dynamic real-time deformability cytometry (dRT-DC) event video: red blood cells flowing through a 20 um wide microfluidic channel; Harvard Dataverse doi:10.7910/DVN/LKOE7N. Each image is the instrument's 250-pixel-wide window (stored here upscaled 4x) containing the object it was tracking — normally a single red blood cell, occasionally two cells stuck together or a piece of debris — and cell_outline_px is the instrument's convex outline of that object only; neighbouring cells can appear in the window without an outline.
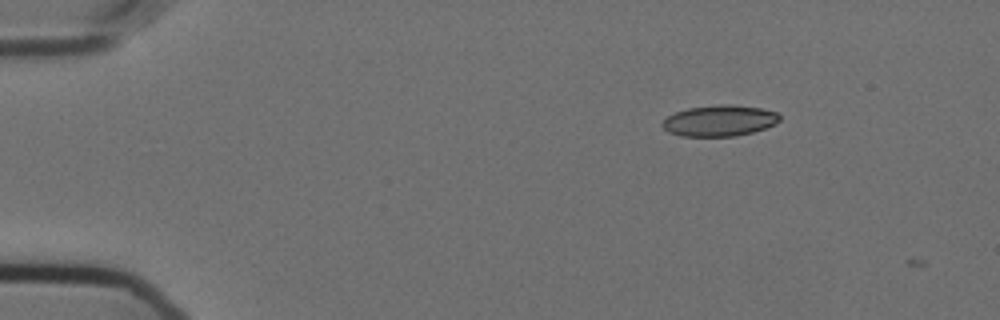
{"species": "Egyptian fruit bat (a non-hibernating species)", "species_latin": "Rousettus aegyptiacus", "temperature_condition": "cold", "stored_images_in_passage": 4, "camera_frame_rate_fps": 3000, "um_per_image_px": 0.085, "animal": {"sex": "female"}, "frame": {"image": 1, "passage_image": 2, "time_ms": 0.333, "image_size_px": [1000, 320], "cell_outline_px": [[780, 120], [776, 124], [752, 132], [736, 136], [680, 136], [668, 132], [660, 124], [668, 116], [676, 112], [688, 108], [720, 104], [732, 104], [760, 108], [776, 112], [780, 116]], "centroid_in_image_um": [61.15, 10.26], "position_along_channel_um": 23.8, "area_um2": 21.21}}